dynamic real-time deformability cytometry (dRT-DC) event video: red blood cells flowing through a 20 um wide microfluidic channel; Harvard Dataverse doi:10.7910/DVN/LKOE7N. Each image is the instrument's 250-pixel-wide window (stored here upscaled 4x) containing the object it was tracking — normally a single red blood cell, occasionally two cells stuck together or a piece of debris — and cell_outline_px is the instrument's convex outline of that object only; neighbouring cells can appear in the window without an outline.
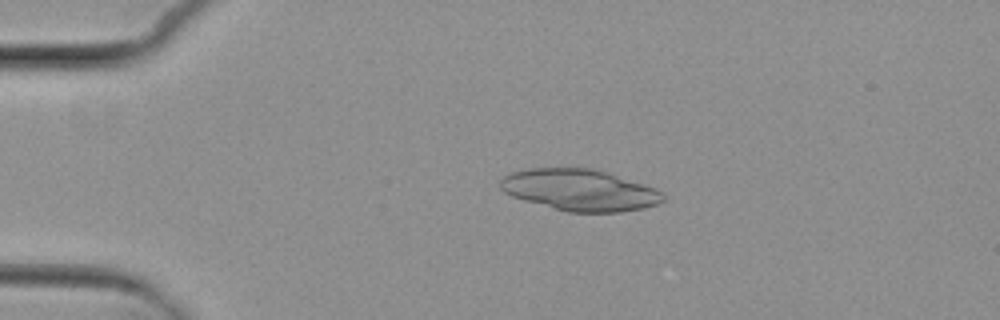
{"species": "common noctule bat (a hibernating species)", "species_latin": "Nyctalus noctula", "temperature_condition": "cold", "stored_images_in_passage": 4, "camera_frame_rate_fps": 3000, "um_per_image_px": 0.085, "animal": {"sex": "female", "body_mass_g": 29.2, "forearm_length_mm": 56.3}, "frame": {"image": 1, "passage_image": 2, "time_ms": 2.0, "image_size_px": [1000, 320], "cell_outline_px": [[664, 200], [656, 204], [644, 208], [620, 212], [568, 212], [524, 200], [512, 196], [504, 192], [500, 188], [500, 180], [504, 176], [512, 172], [528, 168], [596, 168], [656, 188], [664, 192]], "centroid_in_image_um": [49.3, 16.14], "position_along_channel_um": 35.7, "area_um2": 39.42}}